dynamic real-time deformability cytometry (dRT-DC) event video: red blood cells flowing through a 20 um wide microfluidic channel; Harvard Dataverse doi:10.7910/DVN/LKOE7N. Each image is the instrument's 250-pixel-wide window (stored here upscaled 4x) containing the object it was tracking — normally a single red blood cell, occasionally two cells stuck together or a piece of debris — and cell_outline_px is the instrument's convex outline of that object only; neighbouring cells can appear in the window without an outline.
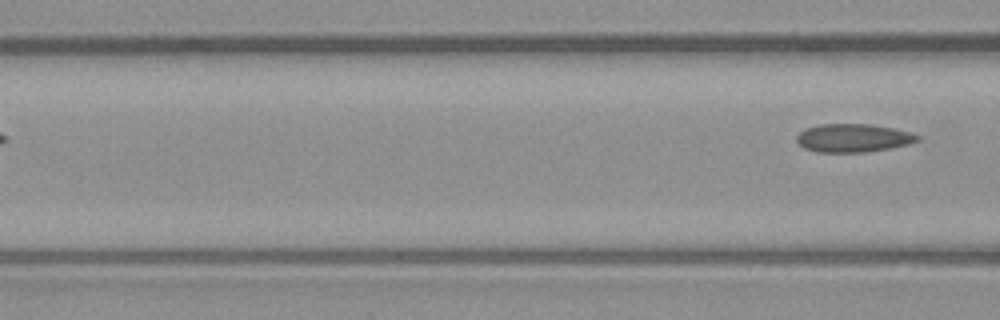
{"species": "common noctule bat (a hibernating species)", "species_latin": "Nyctalus noctula", "temperature_condition": "warm", "stored_images_in_passage": 7, "camera_frame_rate_fps": 3000, "um_per_image_px": 0.085, "animal": {"sex": "male", "body_mass_g": 23.1, "forearm_length_mm": 52.7}, "frame": {"image": 1, "passage_image": 7, "time_ms": 2.0, "image_size_px": [1000, 320], "cell_outline_px": [[920, 140], [908, 144], [888, 148], [864, 152], [816, 152], [804, 148], [796, 140], [796, 136], [804, 128], [820, 124], [872, 124], [896, 128], [920, 136]], "centroid_in_image_um": [72.5, 11.72], "position_along_channel_um": 94.1, "area_um2": 19.94}}